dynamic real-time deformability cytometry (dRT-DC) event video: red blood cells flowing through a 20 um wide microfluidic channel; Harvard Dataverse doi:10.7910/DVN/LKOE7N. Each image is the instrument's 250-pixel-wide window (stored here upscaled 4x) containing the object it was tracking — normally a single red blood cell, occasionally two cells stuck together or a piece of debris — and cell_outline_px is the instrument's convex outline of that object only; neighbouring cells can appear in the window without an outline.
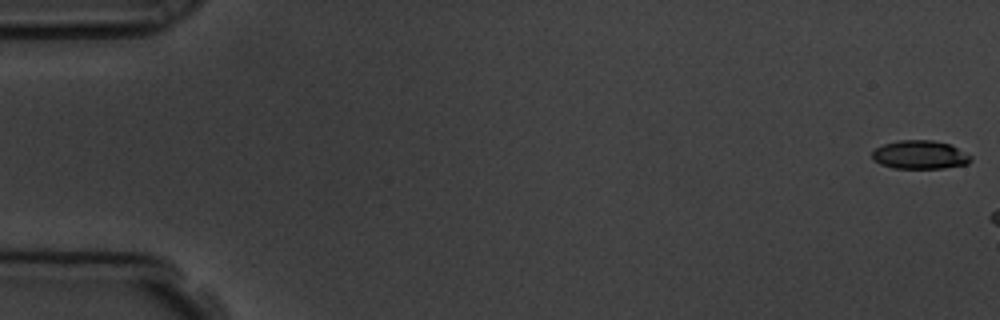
{"species": "common noctule bat (a hibernating species)", "species_latin": "Nyctalus noctula", "temperature_condition": "room temperature", "stored_images_in_passage": 7, "camera_frame_rate_fps": 3000, "um_per_image_px": 0.085, "animal": {"sex": "male", "body_mass_g": 19.5, "forearm_length_mm": 54.6}, "frame": {"image": 1, "passage_image": 1, "time_ms": 0.0, "image_size_px": [1000, 320], "cell_outline_px": [[964, 160], [960, 164], [928, 168], [912, 168], [888, 164], [896, 144], [944, 144], [952, 148]], "centroid_in_image_um": [78.57, 13.26], "position_along_channel_um": 6.4, "area_um2": 10.64}}